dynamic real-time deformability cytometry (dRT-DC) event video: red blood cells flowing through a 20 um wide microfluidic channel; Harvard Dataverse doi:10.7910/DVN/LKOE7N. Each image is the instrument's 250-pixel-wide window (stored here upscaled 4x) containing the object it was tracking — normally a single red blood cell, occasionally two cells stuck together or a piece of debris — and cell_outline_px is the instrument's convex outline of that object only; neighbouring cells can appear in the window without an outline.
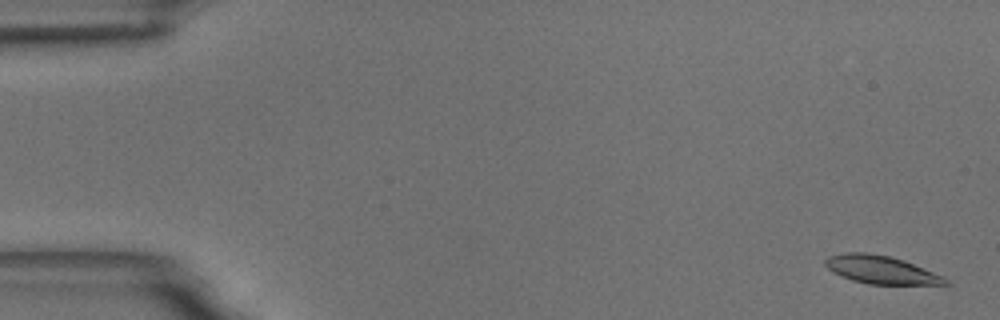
{"species": "common noctule bat (a hibernating species)", "species_latin": "Nyctalus noctula", "temperature_condition": "room temperature", "stored_images_in_passage": 56, "camera_frame_rate_fps": 3000, "um_per_image_px": 0.085, "animal": {"sex": "male", "body_mass_g": 18.8}, "frame": {"image": 1, "passage_image": 2, "time_ms": 0.333, "image_size_px": [1000, 320], "cell_outline_px": [[952, 284], [948, 288], [868, 284], [852, 280], [840, 276], [832, 272], [824, 264], [824, 260], [828, 256], [844, 252], [868, 252], [888, 256], [904, 260], [944, 276]], "centroid_in_image_um": [75.06, 23.0], "position_along_channel_um": 9.9, "area_um2": 20.92}}
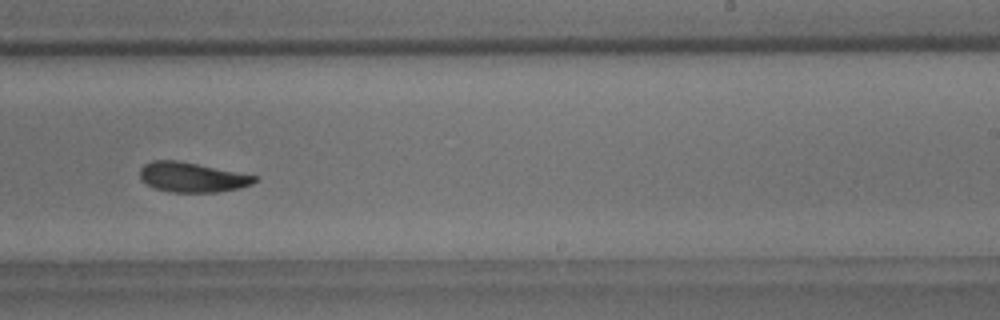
{"frame": {"image": 2, "passage_image": 35, "time_ms": 11.333, "image_size_px": [1000, 320], "cell_outline_px": [[260, 180], [252, 184], [240, 188], [216, 192], [168, 192], [152, 188], [140, 180], [140, 168], [144, 164], [152, 160], [176, 160], [260, 176]], "centroid_in_image_um": [16.33, 15.07], "position_along_channel_um": 272.7, "area_um2": 20.23}}
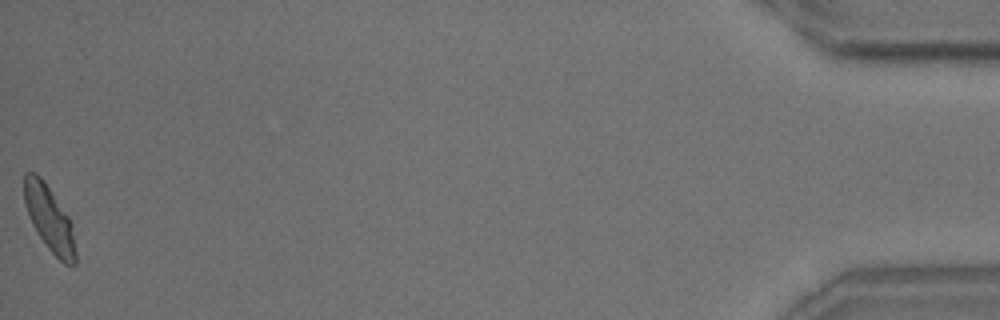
{"frame": {"image": 3, "passage_image": 56, "time_ms": 18.333, "image_size_px": [1000, 320], "cell_outline_px": [[76, 264], [64, 264], [48, 248], [32, 224], [24, 200], [24, 172], [36, 172], [40, 176], [68, 216], [72, 224], [76, 252]], "centroid_in_image_um": [4.2, 18.58], "position_along_channel_um": 431.0, "area_um2": 19.19}, "authors_computed_cell_mechanics": {"area_um2": 20.3456, "velocity_mm_per_s": 3.6467, "shape_relaxation_time_tau1_ms": 3.4874, "shape_relaxation_time_tau2_ms": 7.025, "deformation_change_tau1": 0.1109, "deformation_change_tau2": 0.1413}}